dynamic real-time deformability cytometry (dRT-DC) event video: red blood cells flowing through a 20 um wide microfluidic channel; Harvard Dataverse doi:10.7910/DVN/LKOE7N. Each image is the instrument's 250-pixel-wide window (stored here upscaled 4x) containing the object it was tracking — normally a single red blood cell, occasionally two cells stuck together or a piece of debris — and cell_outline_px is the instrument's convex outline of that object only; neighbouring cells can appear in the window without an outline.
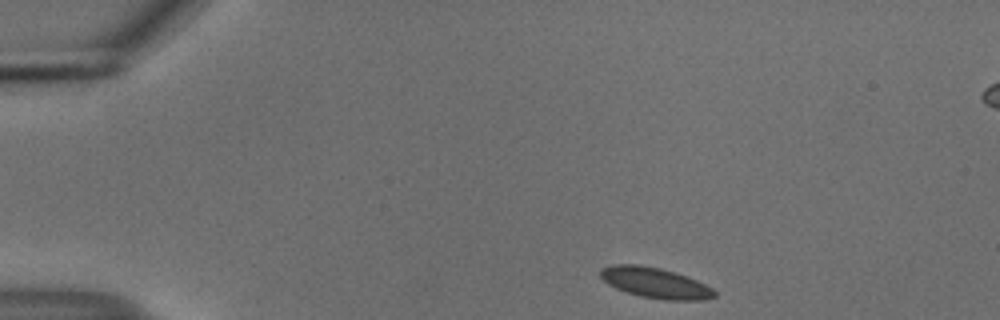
{"species": "common noctule bat (a hibernating species)", "species_latin": "Nyctalus noctula", "temperature_condition": "cold", "stored_images_in_passage": 46, "camera_frame_rate_fps": 3000, "um_per_image_px": 0.085, "animal": {"sex": "male", "body_mass_g": 18.8}, "frame": {"image": 1, "passage_image": 1, "time_ms": 0.0, "image_size_px": [1000, 320], "cell_outline_px": [[716, 296], [704, 300], [664, 300], [640, 296], [616, 288], [608, 284], [600, 276], [600, 268], [612, 264], [640, 264], [660, 268], [696, 280], [712, 288], [716, 292]], "centroid_in_image_um": [55.67, 24.04], "position_along_channel_um": 29.3, "area_um2": 20.17}}
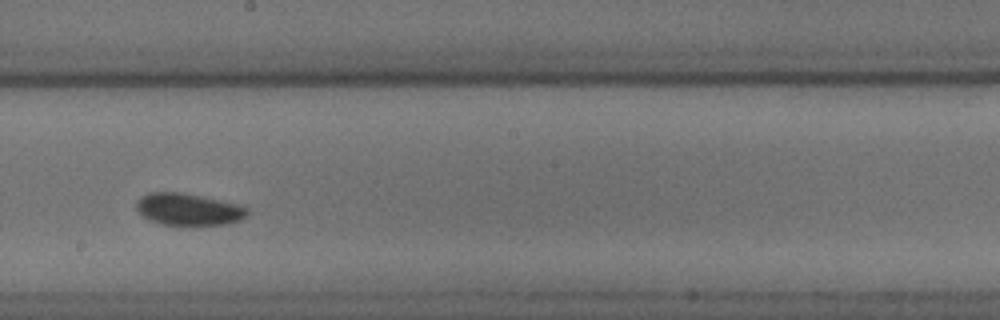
{"frame": {"image": 2, "passage_image": 23, "time_ms": 7.333, "image_size_px": [1000, 320], "cell_outline_px": [[248, 212], [240, 220], [228, 224], [160, 224], [148, 220], [136, 208], [136, 200], [140, 196], [148, 192], [180, 192], [240, 204], [248, 208]], "centroid_in_image_um": [15.99, 17.77], "position_along_channel_um": 232.2, "area_um2": 20.52}}
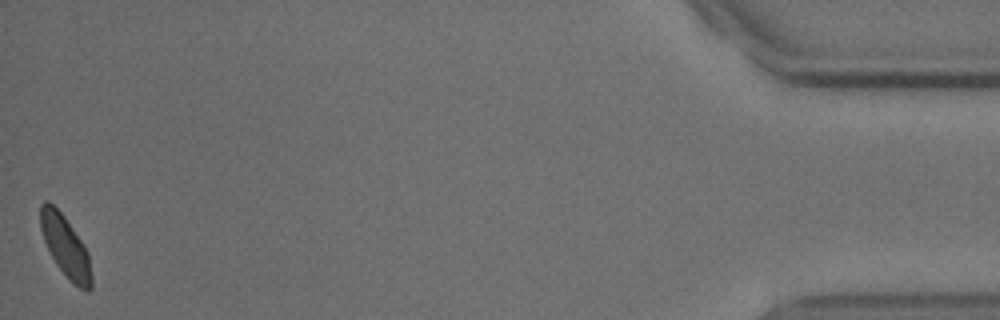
{"frame": {"image": 3, "passage_image": 46, "time_ms": 15.0, "image_size_px": [1000, 320], "cell_outline_px": [[92, 288], [88, 292], [80, 288], [68, 280], [56, 264], [44, 240], [40, 228], [40, 204], [44, 200], [48, 200], [64, 216], [84, 244], [88, 252], [92, 276]], "centroid_in_image_um": [5.57, 20.96], "position_along_channel_um": 429.6, "area_um2": 18.26}, "authors_computed_cell_mechanics": {"area_um2": 19.7965, "velocity_mm_per_s": 3.6909, "shape_relaxation_time_tau1_ms": 5.8122, "shape_relaxation_time_tau2_ms": 3.8935, "deformation_change_tau1": 0.0693, "deformation_change_tau2": 0.0621}}